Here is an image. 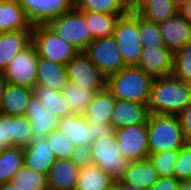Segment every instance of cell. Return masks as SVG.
Segmentation results:
<instances>
[{
  "mask_svg": "<svg viewBox=\"0 0 191 190\" xmlns=\"http://www.w3.org/2000/svg\"><path fill=\"white\" fill-rule=\"evenodd\" d=\"M116 98L105 88L94 94L83 116L88 123H108L111 120Z\"/></svg>",
  "mask_w": 191,
  "mask_h": 190,
  "instance_id": "cell-25",
  "label": "cell"
},
{
  "mask_svg": "<svg viewBox=\"0 0 191 190\" xmlns=\"http://www.w3.org/2000/svg\"><path fill=\"white\" fill-rule=\"evenodd\" d=\"M147 129L149 155L180 149L186 143L178 116L149 114Z\"/></svg>",
  "mask_w": 191,
  "mask_h": 190,
  "instance_id": "cell-3",
  "label": "cell"
},
{
  "mask_svg": "<svg viewBox=\"0 0 191 190\" xmlns=\"http://www.w3.org/2000/svg\"><path fill=\"white\" fill-rule=\"evenodd\" d=\"M32 133L26 116L11 117L0 113V147L25 148L31 141Z\"/></svg>",
  "mask_w": 191,
  "mask_h": 190,
  "instance_id": "cell-12",
  "label": "cell"
},
{
  "mask_svg": "<svg viewBox=\"0 0 191 190\" xmlns=\"http://www.w3.org/2000/svg\"><path fill=\"white\" fill-rule=\"evenodd\" d=\"M190 102L186 82L171 75L153 79L147 104L149 114L178 116Z\"/></svg>",
  "mask_w": 191,
  "mask_h": 190,
  "instance_id": "cell-1",
  "label": "cell"
},
{
  "mask_svg": "<svg viewBox=\"0 0 191 190\" xmlns=\"http://www.w3.org/2000/svg\"><path fill=\"white\" fill-rule=\"evenodd\" d=\"M151 0H127L128 13L138 14Z\"/></svg>",
  "mask_w": 191,
  "mask_h": 190,
  "instance_id": "cell-44",
  "label": "cell"
},
{
  "mask_svg": "<svg viewBox=\"0 0 191 190\" xmlns=\"http://www.w3.org/2000/svg\"><path fill=\"white\" fill-rule=\"evenodd\" d=\"M117 181L97 165L81 167L75 190H109Z\"/></svg>",
  "mask_w": 191,
  "mask_h": 190,
  "instance_id": "cell-27",
  "label": "cell"
},
{
  "mask_svg": "<svg viewBox=\"0 0 191 190\" xmlns=\"http://www.w3.org/2000/svg\"><path fill=\"white\" fill-rule=\"evenodd\" d=\"M178 7L174 0H151L138 15L147 21L159 24L177 15Z\"/></svg>",
  "mask_w": 191,
  "mask_h": 190,
  "instance_id": "cell-30",
  "label": "cell"
},
{
  "mask_svg": "<svg viewBox=\"0 0 191 190\" xmlns=\"http://www.w3.org/2000/svg\"><path fill=\"white\" fill-rule=\"evenodd\" d=\"M25 9L33 24H46L69 11L74 0H17Z\"/></svg>",
  "mask_w": 191,
  "mask_h": 190,
  "instance_id": "cell-13",
  "label": "cell"
},
{
  "mask_svg": "<svg viewBox=\"0 0 191 190\" xmlns=\"http://www.w3.org/2000/svg\"><path fill=\"white\" fill-rule=\"evenodd\" d=\"M138 31L143 48L164 46L159 25L138 15Z\"/></svg>",
  "mask_w": 191,
  "mask_h": 190,
  "instance_id": "cell-38",
  "label": "cell"
},
{
  "mask_svg": "<svg viewBox=\"0 0 191 190\" xmlns=\"http://www.w3.org/2000/svg\"><path fill=\"white\" fill-rule=\"evenodd\" d=\"M174 177L185 183L191 177V143H185L180 149L174 166Z\"/></svg>",
  "mask_w": 191,
  "mask_h": 190,
  "instance_id": "cell-39",
  "label": "cell"
},
{
  "mask_svg": "<svg viewBox=\"0 0 191 190\" xmlns=\"http://www.w3.org/2000/svg\"><path fill=\"white\" fill-rule=\"evenodd\" d=\"M45 25L56 35L65 39L78 52H84L85 48L94 40L84 15L75 6L49 20Z\"/></svg>",
  "mask_w": 191,
  "mask_h": 190,
  "instance_id": "cell-4",
  "label": "cell"
},
{
  "mask_svg": "<svg viewBox=\"0 0 191 190\" xmlns=\"http://www.w3.org/2000/svg\"><path fill=\"white\" fill-rule=\"evenodd\" d=\"M186 143H191V102L178 115Z\"/></svg>",
  "mask_w": 191,
  "mask_h": 190,
  "instance_id": "cell-42",
  "label": "cell"
},
{
  "mask_svg": "<svg viewBox=\"0 0 191 190\" xmlns=\"http://www.w3.org/2000/svg\"><path fill=\"white\" fill-rule=\"evenodd\" d=\"M159 176L152 162L148 159L130 162L123 175L116 182L119 186H131L149 189Z\"/></svg>",
  "mask_w": 191,
  "mask_h": 190,
  "instance_id": "cell-17",
  "label": "cell"
},
{
  "mask_svg": "<svg viewBox=\"0 0 191 190\" xmlns=\"http://www.w3.org/2000/svg\"><path fill=\"white\" fill-rule=\"evenodd\" d=\"M32 89L6 84L0 103V113L11 117L24 116Z\"/></svg>",
  "mask_w": 191,
  "mask_h": 190,
  "instance_id": "cell-23",
  "label": "cell"
},
{
  "mask_svg": "<svg viewBox=\"0 0 191 190\" xmlns=\"http://www.w3.org/2000/svg\"><path fill=\"white\" fill-rule=\"evenodd\" d=\"M89 149L93 164L99 166L115 181L119 180L131 162L121 156L114 132L90 143Z\"/></svg>",
  "mask_w": 191,
  "mask_h": 190,
  "instance_id": "cell-7",
  "label": "cell"
},
{
  "mask_svg": "<svg viewBox=\"0 0 191 190\" xmlns=\"http://www.w3.org/2000/svg\"><path fill=\"white\" fill-rule=\"evenodd\" d=\"M84 54L105 77L125 67L120 49L112 36L94 39L85 48Z\"/></svg>",
  "mask_w": 191,
  "mask_h": 190,
  "instance_id": "cell-10",
  "label": "cell"
},
{
  "mask_svg": "<svg viewBox=\"0 0 191 190\" xmlns=\"http://www.w3.org/2000/svg\"><path fill=\"white\" fill-rule=\"evenodd\" d=\"M123 190H147L140 187H131V186H120Z\"/></svg>",
  "mask_w": 191,
  "mask_h": 190,
  "instance_id": "cell-48",
  "label": "cell"
},
{
  "mask_svg": "<svg viewBox=\"0 0 191 190\" xmlns=\"http://www.w3.org/2000/svg\"><path fill=\"white\" fill-rule=\"evenodd\" d=\"M57 129L70 138L75 147L86 146L91 143V131L83 115L71 114L61 118Z\"/></svg>",
  "mask_w": 191,
  "mask_h": 190,
  "instance_id": "cell-26",
  "label": "cell"
},
{
  "mask_svg": "<svg viewBox=\"0 0 191 190\" xmlns=\"http://www.w3.org/2000/svg\"><path fill=\"white\" fill-rule=\"evenodd\" d=\"M185 183L191 188V177Z\"/></svg>",
  "mask_w": 191,
  "mask_h": 190,
  "instance_id": "cell-53",
  "label": "cell"
},
{
  "mask_svg": "<svg viewBox=\"0 0 191 190\" xmlns=\"http://www.w3.org/2000/svg\"><path fill=\"white\" fill-rule=\"evenodd\" d=\"M38 59V51L31 42L11 60L4 70L6 82L10 85L33 89L37 80Z\"/></svg>",
  "mask_w": 191,
  "mask_h": 190,
  "instance_id": "cell-8",
  "label": "cell"
},
{
  "mask_svg": "<svg viewBox=\"0 0 191 190\" xmlns=\"http://www.w3.org/2000/svg\"><path fill=\"white\" fill-rule=\"evenodd\" d=\"M112 37L115 39L125 67L138 66L143 46L138 31V14L119 17Z\"/></svg>",
  "mask_w": 191,
  "mask_h": 190,
  "instance_id": "cell-5",
  "label": "cell"
},
{
  "mask_svg": "<svg viewBox=\"0 0 191 190\" xmlns=\"http://www.w3.org/2000/svg\"><path fill=\"white\" fill-rule=\"evenodd\" d=\"M24 116L27 117L32 138L40 139L48 136L53 130H56L60 118L47 111L40 103L39 98L31 96Z\"/></svg>",
  "mask_w": 191,
  "mask_h": 190,
  "instance_id": "cell-15",
  "label": "cell"
},
{
  "mask_svg": "<svg viewBox=\"0 0 191 190\" xmlns=\"http://www.w3.org/2000/svg\"><path fill=\"white\" fill-rule=\"evenodd\" d=\"M190 0H174L176 6L179 8L180 6H182L183 4L189 2Z\"/></svg>",
  "mask_w": 191,
  "mask_h": 190,
  "instance_id": "cell-49",
  "label": "cell"
},
{
  "mask_svg": "<svg viewBox=\"0 0 191 190\" xmlns=\"http://www.w3.org/2000/svg\"><path fill=\"white\" fill-rule=\"evenodd\" d=\"M23 164V148L13 146L3 149L0 156V184L11 181Z\"/></svg>",
  "mask_w": 191,
  "mask_h": 190,
  "instance_id": "cell-31",
  "label": "cell"
},
{
  "mask_svg": "<svg viewBox=\"0 0 191 190\" xmlns=\"http://www.w3.org/2000/svg\"><path fill=\"white\" fill-rule=\"evenodd\" d=\"M186 84L188 86V90L190 91V95H191V79L186 81Z\"/></svg>",
  "mask_w": 191,
  "mask_h": 190,
  "instance_id": "cell-52",
  "label": "cell"
},
{
  "mask_svg": "<svg viewBox=\"0 0 191 190\" xmlns=\"http://www.w3.org/2000/svg\"><path fill=\"white\" fill-rule=\"evenodd\" d=\"M109 190H123L117 183H115Z\"/></svg>",
  "mask_w": 191,
  "mask_h": 190,
  "instance_id": "cell-51",
  "label": "cell"
},
{
  "mask_svg": "<svg viewBox=\"0 0 191 190\" xmlns=\"http://www.w3.org/2000/svg\"><path fill=\"white\" fill-rule=\"evenodd\" d=\"M32 42V30L0 33V70L4 71L11 60Z\"/></svg>",
  "mask_w": 191,
  "mask_h": 190,
  "instance_id": "cell-22",
  "label": "cell"
},
{
  "mask_svg": "<svg viewBox=\"0 0 191 190\" xmlns=\"http://www.w3.org/2000/svg\"><path fill=\"white\" fill-rule=\"evenodd\" d=\"M45 139L56 159H70L76 148L70 138L58 129L53 130Z\"/></svg>",
  "mask_w": 191,
  "mask_h": 190,
  "instance_id": "cell-36",
  "label": "cell"
},
{
  "mask_svg": "<svg viewBox=\"0 0 191 190\" xmlns=\"http://www.w3.org/2000/svg\"><path fill=\"white\" fill-rule=\"evenodd\" d=\"M78 167L92 165V157L89 145L76 147L70 158Z\"/></svg>",
  "mask_w": 191,
  "mask_h": 190,
  "instance_id": "cell-40",
  "label": "cell"
},
{
  "mask_svg": "<svg viewBox=\"0 0 191 190\" xmlns=\"http://www.w3.org/2000/svg\"><path fill=\"white\" fill-rule=\"evenodd\" d=\"M32 43L39 57L60 65H66L78 53L72 45L56 35L45 24L33 25Z\"/></svg>",
  "mask_w": 191,
  "mask_h": 190,
  "instance_id": "cell-6",
  "label": "cell"
},
{
  "mask_svg": "<svg viewBox=\"0 0 191 190\" xmlns=\"http://www.w3.org/2000/svg\"><path fill=\"white\" fill-rule=\"evenodd\" d=\"M179 14L191 22V0L178 8Z\"/></svg>",
  "mask_w": 191,
  "mask_h": 190,
  "instance_id": "cell-45",
  "label": "cell"
},
{
  "mask_svg": "<svg viewBox=\"0 0 191 190\" xmlns=\"http://www.w3.org/2000/svg\"><path fill=\"white\" fill-rule=\"evenodd\" d=\"M158 25L164 46L172 52L191 42V22L179 13Z\"/></svg>",
  "mask_w": 191,
  "mask_h": 190,
  "instance_id": "cell-16",
  "label": "cell"
},
{
  "mask_svg": "<svg viewBox=\"0 0 191 190\" xmlns=\"http://www.w3.org/2000/svg\"><path fill=\"white\" fill-rule=\"evenodd\" d=\"M89 130L91 131V143L96 139H100L102 137H107L114 132V128L110 122L108 123H88Z\"/></svg>",
  "mask_w": 191,
  "mask_h": 190,
  "instance_id": "cell-41",
  "label": "cell"
},
{
  "mask_svg": "<svg viewBox=\"0 0 191 190\" xmlns=\"http://www.w3.org/2000/svg\"><path fill=\"white\" fill-rule=\"evenodd\" d=\"M20 190H48L47 175L23 166L11 180Z\"/></svg>",
  "mask_w": 191,
  "mask_h": 190,
  "instance_id": "cell-34",
  "label": "cell"
},
{
  "mask_svg": "<svg viewBox=\"0 0 191 190\" xmlns=\"http://www.w3.org/2000/svg\"><path fill=\"white\" fill-rule=\"evenodd\" d=\"M68 81L94 94L106 88L107 77L89 60L84 52H78L65 65Z\"/></svg>",
  "mask_w": 191,
  "mask_h": 190,
  "instance_id": "cell-9",
  "label": "cell"
},
{
  "mask_svg": "<svg viewBox=\"0 0 191 190\" xmlns=\"http://www.w3.org/2000/svg\"><path fill=\"white\" fill-rule=\"evenodd\" d=\"M121 156L131 162L149 158L147 122L114 130Z\"/></svg>",
  "mask_w": 191,
  "mask_h": 190,
  "instance_id": "cell-11",
  "label": "cell"
},
{
  "mask_svg": "<svg viewBox=\"0 0 191 190\" xmlns=\"http://www.w3.org/2000/svg\"><path fill=\"white\" fill-rule=\"evenodd\" d=\"M153 78L137 66L124 67L107 77L106 88L118 100L147 105Z\"/></svg>",
  "mask_w": 191,
  "mask_h": 190,
  "instance_id": "cell-2",
  "label": "cell"
},
{
  "mask_svg": "<svg viewBox=\"0 0 191 190\" xmlns=\"http://www.w3.org/2000/svg\"><path fill=\"white\" fill-rule=\"evenodd\" d=\"M92 32L93 39L111 37L119 17L124 15H111L99 12L81 11Z\"/></svg>",
  "mask_w": 191,
  "mask_h": 190,
  "instance_id": "cell-29",
  "label": "cell"
},
{
  "mask_svg": "<svg viewBox=\"0 0 191 190\" xmlns=\"http://www.w3.org/2000/svg\"><path fill=\"white\" fill-rule=\"evenodd\" d=\"M33 25L17 0H0V33L32 30Z\"/></svg>",
  "mask_w": 191,
  "mask_h": 190,
  "instance_id": "cell-21",
  "label": "cell"
},
{
  "mask_svg": "<svg viewBox=\"0 0 191 190\" xmlns=\"http://www.w3.org/2000/svg\"><path fill=\"white\" fill-rule=\"evenodd\" d=\"M79 171L71 159H56L47 175L48 190H75Z\"/></svg>",
  "mask_w": 191,
  "mask_h": 190,
  "instance_id": "cell-20",
  "label": "cell"
},
{
  "mask_svg": "<svg viewBox=\"0 0 191 190\" xmlns=\"http://www.w3.org/2000/svg\"><path fill=\"white\" fill-rule=\"evenodd\" d=\"M179 149L150 154L149 160L154 165V168L159 177L174 176V166L178 158Z\"/></svg>",
  "mask_w": 191,
  "mask_h": 190,
  "instance_id": "cell-37",
  "label": "cell"
},
{
  "mask_svg": "<svg viewBox=\"0 0 191 190\" xmlns=\"http://www.w3.org/2000/svg\"><path fill=\"white\" fill-rule=\"evenodd\" d=\"M2 151H3V148L0 147V156H1Z\"/></svg>",
  "mask_w": 191,
  "mask_h": 190,
  "instance_id": "cell-54",
  "label": "cell"
},
{
  "mask_svg": "<svg viewBox=\"0 0 191 190\" xmlns=\"http://www.w3.org/2000/svg\"><path fill=\"white\" fill-rule=\"evenodd\" d=\"M32 93L39 98L42 106L60 119L71 115L70 107L61 92L54 91L44 85L36 84Z\"/></svg>",
  "mask_w": 191,
  "mask_h": 190,
  "instance_id": "cell-28",
  "label": "cell"
},
{
  "mask_svg": "<svg viewBox=\"0 0 191 190\" xmlns=\"http://www.w3.org/2000/svg\"><path fill=\"white\" fill-rule=\"evenodd\" d=\"M171 76L183 82L191 79V42L173 52Z\"/></svg>",
  "mask_w": 191,
  "mask_h": 190,
  "instance_id": "cell-35",
  "label": "cell"
},
{
  "mask_svg": "<svg viewBox=\"0 0 191 190\" xmlns=\"http://www.w3.org/2000/svg\"><path fill=\"white\" fill-rule=\"evenodd\" d=\"M6 84L7 82H6L4 71L0 70V103H1L2 95H3Z\"/></svg>",
  "mask_w": 191,
  "mask_h": 190,
  "instance_id": "cell-46",
  "label": "cell"
},
{
  "mask_svg": "<svg viewBox=\"0 0 191 190\" xmlns=\"http://www.w3.org/2000/svg\"><path fill=\"white\" fill-rule=\"evenodd\" d=\"M148 116L147 105L116 99L110 123L115 130L128 125L145 124Z\"/></svg>",
  "mask_w": 191,
  "mask_h": 190,
  "instance_id": "cell-19",
  "label": "cell"
},
{
  "mask_svg": "<svg viewBox=\"0 0 191 190\" xmlns=\"http://www.w3.org/2000/svg\"><path fill=\"white\" fill-rule=\"evenodd\" d=\"M80 11L99 12L111 15H126L127 0H74Z\"/></svg>",
  "mask_w": 191,
  "mask_h": 190,
  "instance_id": "cell-32",
  "label": "cell"
},
{
  "mask_svg": "<svg viewBox=\"0 0 191 190\" xmlns=\"http://www.w3.org/2000/svg\"><path fill=\"white\" fill-rule=\"evenodd\" d=\"M68 82L65 65L53 63L39 57L36 84L44 85L54 91L61 92Z\"/></svg>",
  "mask_w": 191,
  "mask_h": 190,
  "instance_id": "cell-24",
  "label": "cell"
},
{
  "mask_svg": "<svg viewBox=\"0 0 191 190\" xmlns=\"http://www.w3.org/2000/svg\"><path fill=\"white\" fill-rule=\"evenodd\" d=\"M178 190H191V188L186 183H182Z\"/></svg>",
  "mask_w": 191,
  "mask_h": 190,
  "instance_id": "cell-50",
  "label": "cell"
},
{
  "mask_svg": "<svg viewBox=\"0 0 191 190\" xmlns=\"http://www.w3.org/2000/svg\"><path fill=\"white\" fill-rule=\"evenodd\" d=\"M62 96L67 101L71 114L83 115L87 106L94 97L91 90H84L80 86H76L68 82L64 89L61 91Z\"/></svg>",
  "mask_w": 191,
  "mask_h": 190,
  "instance_id": "cell-33",
  "label": "cell"
},
{
  "mask_svg": "<svg viewBox=\"0 0 191 190\" xmlns=\"http://www.w3.org/2000/svg\"><path fill=\"white\" fill-rule=\"evenodd\" d=\"M172 62L173 52L169 48L147 47L143 48L137 67L154 79L170 76Z\"/></svg>",
  "mask_w": 191,
  "mask_h": 190,
  "instance_id": "cell-14",
  "label": "cell"
},
{
  "mask_svg": "<svg viewBox=\"0 0 191 190\" xmlns=\"http://www.w3.org/2000/svg\"><path fill=\"white\" fill-rule=\"evenodd\" d=\"M181 184L174 176L159 177L157 182L147 190H178Z\"/></svg>",
  "mask_w": 191,
  "mask_h": 190,
  "instance_id": "cell-43",
  "label": "cell"
},
{
  "mask_svg": "<svg viewBox=\"0 0 191 190\" xmlns=\"http://www.w3.org/2000/svg\"><path fill=\"white\" fill-rule=\"evenodd\" d=\"M55 160V155L45 138L34 139L23 148V165L38 173L48 175Z\"/></svg>",
  "mask_w": 191,
  "mask_h": 190,
  "instance_id": "cell-18",
  "label": "cell"
},
{
  "mask_svg": "<svg viewBox=\"0 0 191 190\" xmlns=\"http://www.w3.org/2000/svg\"><path fill=\"white\" fill-rule=\"evenodd\" d=\"M0 190H20L12 181L0 184Z\"/></svg>",
  "mask_w": 191,
  "mask_h": 190,
  "instance_id": "cell-47",
  "label": "cell"
}]
</instances>
